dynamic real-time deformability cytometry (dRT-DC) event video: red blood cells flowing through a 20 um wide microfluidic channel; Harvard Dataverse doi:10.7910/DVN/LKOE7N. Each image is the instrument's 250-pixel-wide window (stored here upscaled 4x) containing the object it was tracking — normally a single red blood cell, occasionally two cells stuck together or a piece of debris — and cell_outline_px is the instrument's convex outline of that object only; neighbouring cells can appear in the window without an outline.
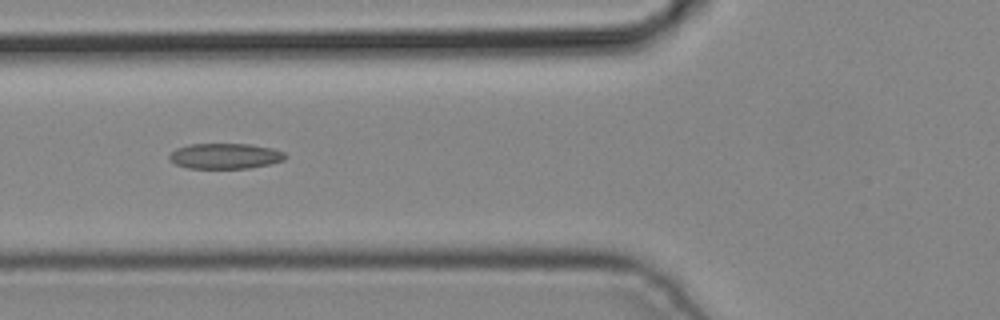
{"species": "common noctule bat (a hibernating species)", "species_latin": "Nyctalus noctula", "temperature_condition": "cold", "stored_images_in_passage": 6, "camera_frame_rate_fps": 3000, "um_per_image_px": 0.085, "animal": {"sex": "male", "body_mass_g": 19.2, "forearm_length_mm": 51.8}, "frame": {"image": 1, "passage_image": 6, "time_ms": 1.667, "image_size_px": [1000, 320], "cell_outline_px": [[288, 156], [284, 160], [268, 164], [248, 168], [188, 168], [176, 164], [168, 160], [168, 156], [176, 148], [188, 144], [252, 144], [272, 148], [284, 152]], "centroid_in_image_um": [19.12, 13.25], "position_along_channel_um": 106.7, "area_um2": 17.28}}